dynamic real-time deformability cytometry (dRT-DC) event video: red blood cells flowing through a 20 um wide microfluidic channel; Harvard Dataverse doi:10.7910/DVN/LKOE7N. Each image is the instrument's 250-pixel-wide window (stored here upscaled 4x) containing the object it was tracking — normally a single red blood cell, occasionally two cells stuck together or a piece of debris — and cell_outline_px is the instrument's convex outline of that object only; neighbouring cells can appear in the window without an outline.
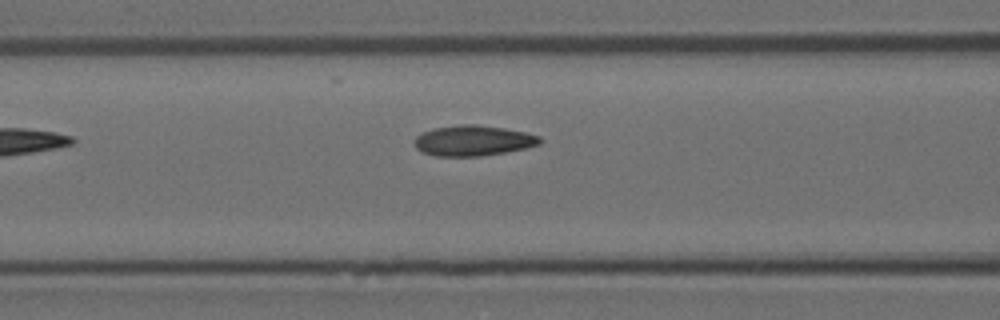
{"species": "Egyptian fruit bat (a non-hibernating species)", "species_latin": "Rousettus aegyptiacus", "temperature_condition": "room temperature", "stored_images_in_passage": 7, "camera_frame_rate_fps": 3000, "um_per_image_px": 0.085, "animal": {"sex": "female"}, "frame": {"image": 1, "passage_image": 7, "time_ms": 2.0, "image_size_px": [1000, 320], "cell_outline_px": [[540, 144], [524, 148], [504, 152], [480, 156], [436, 156], [424, 152], [416, 148], [416, 136], [424, 132], [436, 128], [460, 124], [476, 124], [504, 128], [524, 132], [540, 136]], "centroid_in_image_um": [40.23, 11.95], "position_along_channel_um": 126.4, "area_um2": 21.91}}